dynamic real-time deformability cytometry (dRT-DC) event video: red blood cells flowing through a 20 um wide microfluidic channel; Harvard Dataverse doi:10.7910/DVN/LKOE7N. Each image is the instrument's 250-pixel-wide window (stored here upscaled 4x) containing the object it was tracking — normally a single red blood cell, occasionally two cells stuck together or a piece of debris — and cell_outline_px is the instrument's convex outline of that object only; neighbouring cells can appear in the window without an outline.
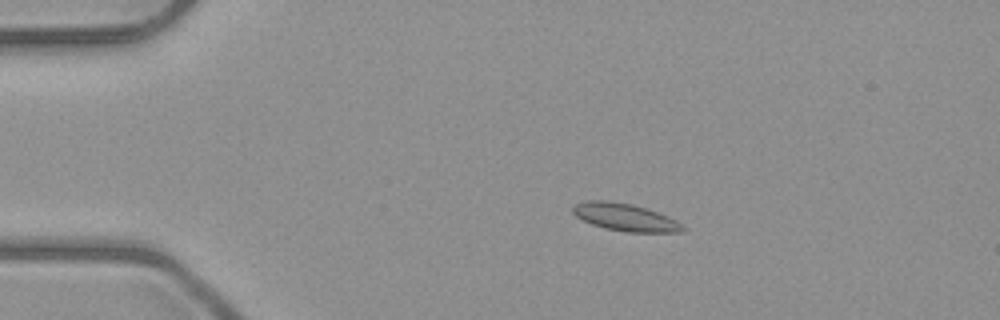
{"species": "common noctule bat (a hibernating species)", "species_latin": "Nyctalus noctula", "temperature_condition": "room temperature", "stored_images_in_passage": 6, "camera_frame_rate_fps": 3000, "um_per_image_px": 0.085, "animal": {"sex": "male", "body_mass_g": 23.1, "forearm_length_mm": 52.7}, "frame": {"image": 1, "passage_image": 3, "time_ms": 2.333, "image_size_px": [1000, 320], "cell_outline_px": [[688, 228], [684, 232], [624, 232], [604, 228], [592, 224], [576, 216], [572, 212], [572, 208], [576, 204], [588, 200], [608, 200], [632, 204], [668, 216], [676, 220]], "centroid_in_image_um": [53.16, 18.47], "position_along_channel_um": 31.8, "area_um2": 17.63}}
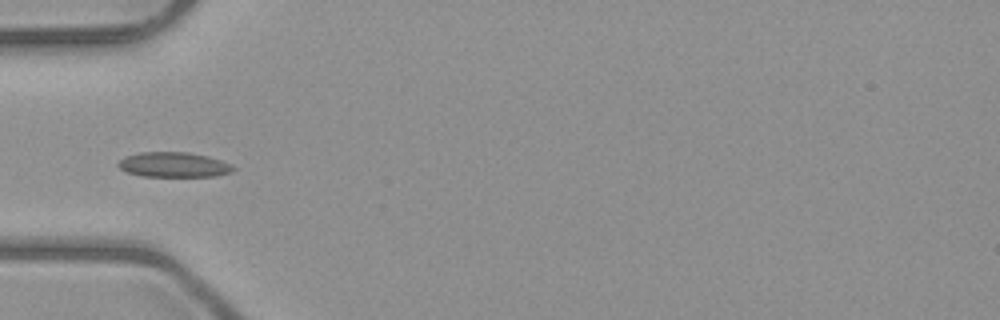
{"frame": {"image": 2, "passage_image": 5, "time_ms": 4.667, "image_size_px": [1000, 320], "cell_outline_px": [[236, 168], [232, 172], [216, 176], [144, 176], [128, 172], [120, 168], [116, 164], [124, 156], [140, 152], [188, 152], [208, 156], [232, 164]], "centroid_in_image_um": [14.78, 13.99], "position_along_channel_um": 70.2, "area_um2": 16.76}}
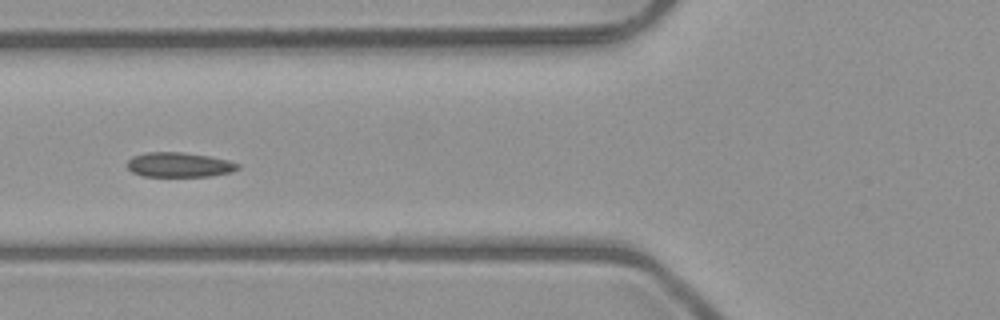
{"frame": {"image": 3, "passage_image": 6, "time_ms": 5.667, "image_size_px": [1000, 320], "cell_outline_px": [[240, 168], [232, 172], [212, 176], [144, 176], [132, 172], [128, 168], [128, 160], [132, 156], [144, 152], [184, 152], [208, 156], [228, 160], [240, 164]], "centroid_in_image_um": [15.25, 14.0], "position_along_channel_um": 110.6, "area_um2": 16.01}}